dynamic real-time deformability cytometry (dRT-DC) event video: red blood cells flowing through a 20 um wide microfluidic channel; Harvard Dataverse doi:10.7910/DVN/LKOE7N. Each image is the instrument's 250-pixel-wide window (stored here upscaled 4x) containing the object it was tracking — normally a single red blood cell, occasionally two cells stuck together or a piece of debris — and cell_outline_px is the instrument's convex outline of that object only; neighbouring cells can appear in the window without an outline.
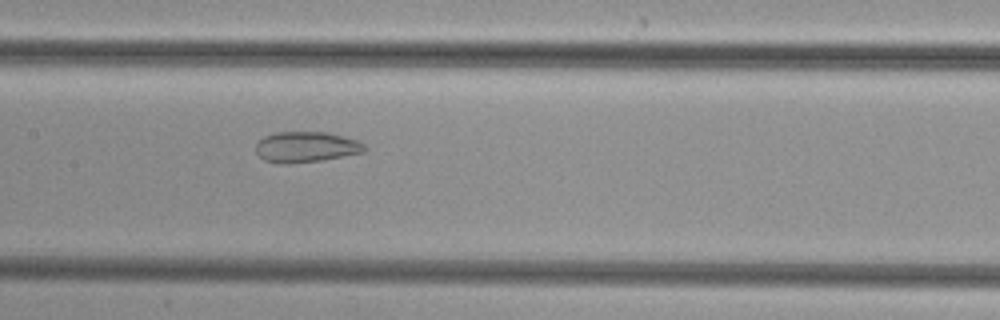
{"species": "common noctule bat (a hibernating species)", "species_latin": "Nyctalus noctula", "temperature_condition": "cold", "stored_images_in_passage": 50, "camera_frame_rate_fps": 3000, "um_per_image_px": 0.085, "animal": {"sex": "female", "body_mass_g": 29.2, "forearm_length_mm": 56.3}, "frame": {"image": 1, "passage_image": 25, "time_ms": 8.0, "image_size_px": [1000, 320], "cell_outline_px": [[368, 148], [364, 152], [320, 160], [288, 164], [276, 164], [264, 160], [256, 152], [256, 144], [264, 136], [276, 132], [328, 132], [344, 136], [356, 140], [364, 144]], "centroid_in_image_um": [26.0, 12.49], "position_along_channel_um": 181.4, "area_um2": 19.48}}
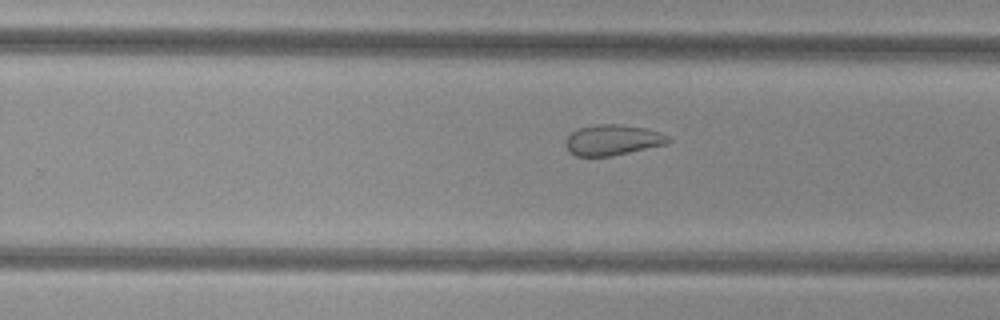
{"frame": {"image": 2, "passage_image": 32, "time_ms": 10.333, "image_size_px": [1000, 320], "cell_outline_px": [[672, 140], [668, 144], [612, 156], [576, 156], [568, 152], [564, 144], [564, 140], [576, 128], [596, 124], [620, 124], [648, 128], [660, 132], [668, 136]], "centroid_in_image_um": [52.07, 11.89], "position_along_channel_um": 277.7, "area_um2": 18.73}}
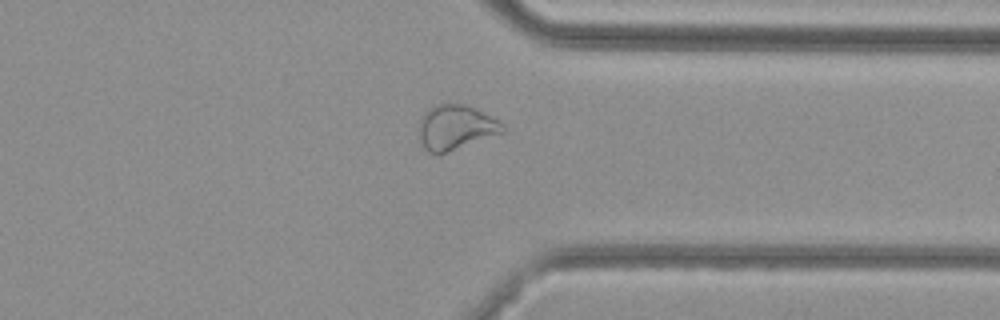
{"frame": {"image": 3, "passage_image": 39, "time_ms": 12.667, "image_size_px": [1000, 320], "cell_outline_px": [[504, 132], [444, 152], [428, 152], [420, 144], [420, 116], [428, 108], [436, 104], [464, 104], [476, 108], [496, 120], [504, 128]], "centroid_in_image_um": [38.68, 10.79], "position_along_channel_um": 372.7, "area_um2": 21.21}}